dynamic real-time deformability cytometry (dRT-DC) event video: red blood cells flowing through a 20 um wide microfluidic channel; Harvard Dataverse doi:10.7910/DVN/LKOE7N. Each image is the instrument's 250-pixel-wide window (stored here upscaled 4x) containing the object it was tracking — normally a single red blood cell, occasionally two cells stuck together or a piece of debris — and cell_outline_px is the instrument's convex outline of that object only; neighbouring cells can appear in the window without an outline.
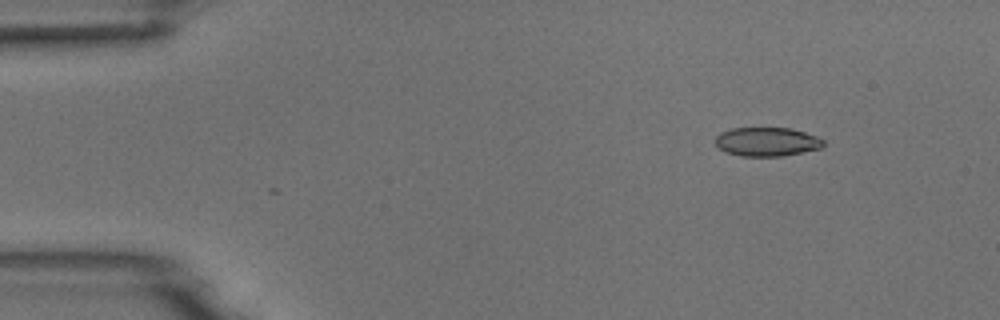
{"species": "common noctule bat (a hibernating species)", "species_latin": "Nyctalus noctula", "temperature_condition": "room temperature", "stored_images_in_passage": 5, "camera_frame_rate_fps": 3000, "um_per_image_px": 0.085, "animal": {"sex": "male", "body_mass_g": 18.8}, "frame": {"image": 1, "passage_image": 1, "time_ms": 0.0, "image_size_px": [1000, 320], "cell_outline_px": [[824, 144], [820, 148], [784, 156], [740, 156], [724, 152], [716, 144], [716, 136], [720, 132], [732, 128], [792, 128], [816, 136], [824, 140]], "centroid_in_image_um": [65.17, 12.05], "position_along_channel_um": 19.8, "area_um2": 18.21}}